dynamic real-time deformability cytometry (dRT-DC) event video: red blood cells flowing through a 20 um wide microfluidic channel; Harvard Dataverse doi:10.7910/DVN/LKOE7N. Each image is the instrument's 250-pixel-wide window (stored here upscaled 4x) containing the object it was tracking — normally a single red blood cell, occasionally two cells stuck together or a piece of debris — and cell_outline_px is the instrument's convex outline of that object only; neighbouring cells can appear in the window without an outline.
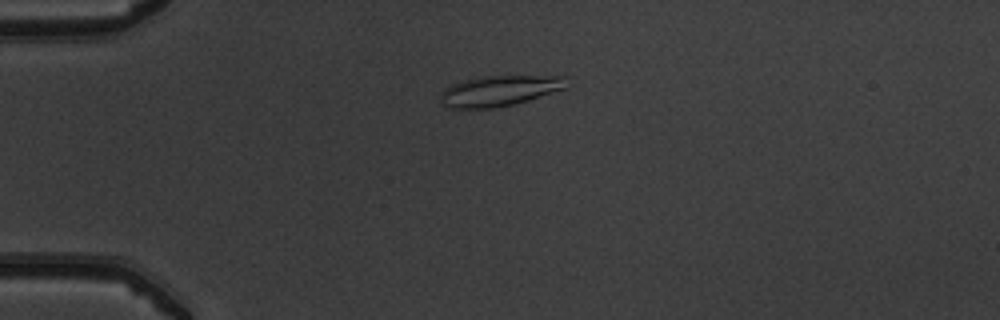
{"species": "common noctule bat (a hibernating species)", "species_latin": "Nyctalus noctula", "temperature_condition": "warm", "stored_images_in_passage": 29, "camera_frame_rate_fps": 3000, "um_per_image_px": 0.085, "animal": {"sex": "male", "body_mass_g": 19.5, "forearm_length_mm": 54.6}, "frame": {"image": 1, "passage_image": 4, "time_ms": 1.0, "image_size_px": [1000, 320], "cell_outline_px": [[568, 88], [516, 104], [492, 108], [452, 108], [444, 104], [440, 100], [440, 92], [444, 88], [452, 84], [464, 80], [480, 76], [568, 76]], "centroid_in_image_um": [42.5, 7.71], "position_along_channel_um": 42.5, "area_um2": 22.72}}
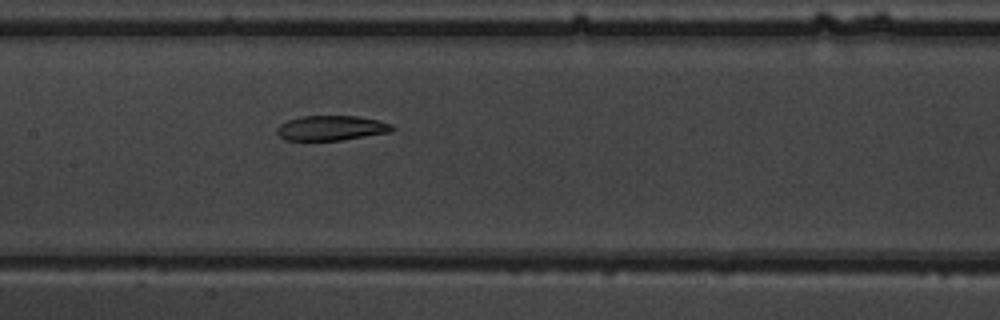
{"frame": {"image": 2, "passage_image": 17, "time_ms": 5.333, "image_size_px": [1000, 320], "cell_outline_px": [[396, 128], [392, 132], [340, 140], [284, 140], [276, 132], [276, 128], [280, 124], [288, 120], [300, 116], [356, 116], [376, 120], [392, 124]], "centroid_in_image_um": [28.16, 10.88], "position_along_channel_um": 179.2, "area_um2": 16.7}}
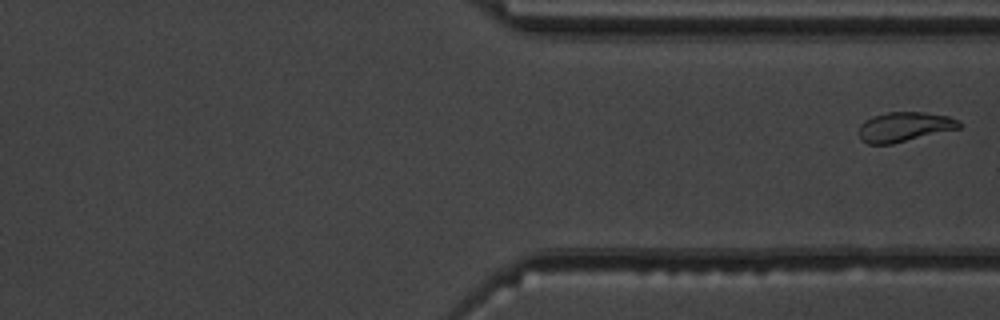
{"frame": {"image": 3, "passage_image": 29, "time_ms": 9.333, "image_size_px": [1000, 320], "cell_outline_px": [[964, 128], [892, 144], [868, 144], [860, 136], [860, 124], [864, 120], [872, 116], [884, 112], [924, 112], [948, 116], [960, 120], [964, 124]], "centroid_in_image_um": [76.97, 10.77], "position_along_channel_um": 334.4, "area_um2": 17.69}}